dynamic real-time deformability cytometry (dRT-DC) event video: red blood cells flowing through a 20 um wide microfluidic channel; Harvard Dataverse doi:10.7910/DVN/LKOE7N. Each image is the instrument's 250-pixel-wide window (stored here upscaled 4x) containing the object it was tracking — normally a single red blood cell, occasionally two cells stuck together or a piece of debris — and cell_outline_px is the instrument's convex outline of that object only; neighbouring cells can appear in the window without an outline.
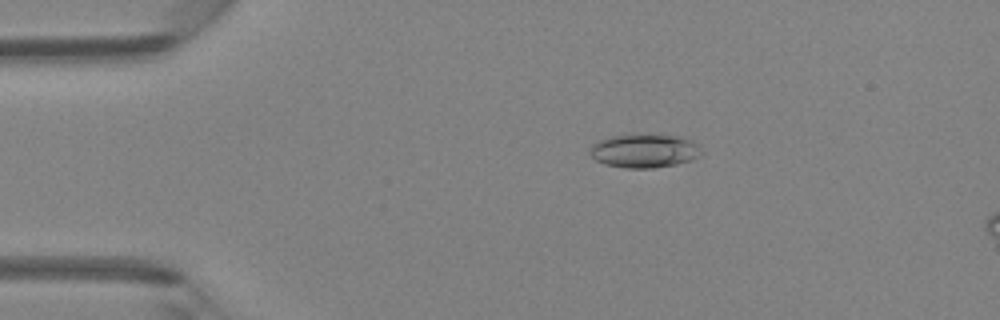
{"species": "Egyptian fruit bat (a non-hibernating species)", "species_latin": "Rousettus aegyptiacus", "temperature_condition": "room temperature", "stored_images_in_passage": 15, "camera_frame_rate_fps": 3000, "um_per_image_px": 0.085, "animal": {"sex": "female"}, "frame": {"image": 1, "passage_image": 9, "time_ms": 2.667, "image_size_px": [1000, 320], "cell_outline_px": [[704, 152], [700, 156], [692, 160], [676, 164], [652, 168], [624, 168], [604, 164], [596, 160], [588, 152], [592, 144], [600, 140], [612, 136], [636, 132], [640, 132], [680, 136], [700, 144]], "centroid_in_image_um": [54.81, 12.79], "position_along_channel_um": 30.2, "area_um2": 22.72}}